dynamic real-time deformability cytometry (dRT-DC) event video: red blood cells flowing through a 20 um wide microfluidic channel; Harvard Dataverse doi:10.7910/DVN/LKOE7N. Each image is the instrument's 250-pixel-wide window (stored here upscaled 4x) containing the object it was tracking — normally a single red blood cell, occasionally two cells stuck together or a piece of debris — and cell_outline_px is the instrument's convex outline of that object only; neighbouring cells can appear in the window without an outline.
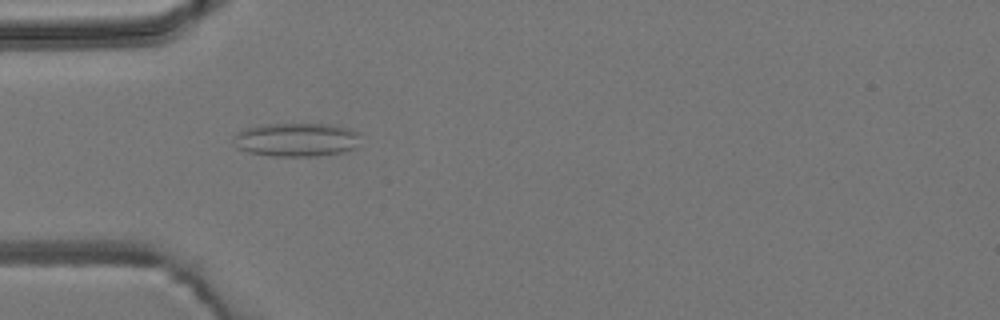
{"species": "common noctule bat (a hibernating species)", "species_latin": "Nyctalus noctula", "temperature_condition": "room temperature", "stored_images_in_passage": 6, "camera_frame_rate_fps": 3000, "um_per_image_px": 0.085, "animal": {"sex": "male", "body_mass_g": 19.2, "forearm_length_mm": 51.8}, "frame": {"image": 1, "passage_image": 5, "time_ms": 4.667, "image_size_px": [1000, 320], "cell_outline_px": [[360, 132], [356, 148], [340, 152], [316, 156], [276, 156], [248, 152], [240, 148], [232, 140], [232, 136], [236, 132], [244, 128], [264, 124], [332, 124], [348, 128]], "centroid_in_image_um": [25.18, 11.86], "position_along_channel_um": 59.8, "area_um2": 24.97}}